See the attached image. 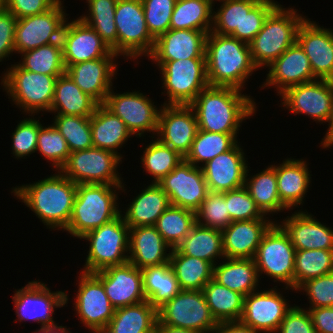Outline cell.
<instances>
[{
  "instance_id": "obj_9",
  "label": "cell",
  "mask_w": 333,
  "mask_h": 333,
  "mask_svg": "<svg viewBox=\"0 0 333 333\" xmlns=\"http://www.w3.org/2000/svg\"><path fill=\"white\" fill-rule=\"evenodd\" d=\"M117 55L128 60L149 56L155 39L148 31L141 0H118L115 9Z\"/></svg>"
},
{
  "instance_id": "obj_35",
  "label": "cell",
  "mask_w": 333,
  "mask_h": 333,
  "mask_svg": "<svg viewBox=\"0 0 333 333\" xmlns=\"http://www.w3.org/2000/svg\"><path fill=\"white\" fill-rule=\"evenodd\" d=\"M98 105L65 73L56 80L54 99L49 113L91 117Z\"/></svg>"
},
{
  "instance_id": "obj_36",
  "label": "cell",
  "mask_w": 333,
  "mask_h": 333,
  "mask_svg": "<svg viewBox=\"0 0 333 333\" xmlns=\"http://www.w3.org/2000/svg\"><path fill=\"white\" fill-rule=\"evenodd\" d=\"M157 321V309L146 300L115 309L101 333H154Z\"/></svg>"
},
{
  "instance_id": "obj_47",
  "label": "cell",
  "mask_w": 333,
  "mask_h": 333,
  "mask_svg": "<svg viewBox=\"0 0 333 333\" xmlns=\"http://www.w3.org/2000/svg\"><path fill=\"white\" fill-rule=\"evenodd\" d=\"M195 223V212L170 205L154 226L164 241L173 249L189 234Z\"/></svg>"
},
{
  "instance_id": "obj_38",
  "label": "cell",
  "mask_w": 333,
  "mask_h": 333,
  "mask_svg": "<svg viewBox=\"0 0 333 333\" xmlns=\"http://www.w3.org/2000/svg\"><path fill=\"white\" fill-rule=\"evenodd\" d=\"M249 170L247 168L244 186L260 211L265 216L274 213L278 214V212H282L283 210L289 211L280 200L275 164L269 165L261 172L252 176L248 175Z\"/></svg>"
},
{
  "instance_id": "obj_12",
  "label": "cell",
  "mask_w": 333,
  "mask_h": 333,
  "mask_svg": "<svg viewBox=\"0 0 333 333\" xmlns=\"http://www.w3.org/2000/svg\"><path fill=\"white\" fill-rule=\"evenodd\" d=\"M295 252L287 234L275 222L263 236L254 256L259 278L266 274L273 282L284 283L286 290L293 291Z\"/></svg>"
},
{
  "instance_id": "obj_22",
  "label": "cell",
  "mask_w": 333,
  "mask_h": 333,
  "mask_svg": "<svg viewBox=\"0 0 333 333\" xmlns=\"http://www.w3.org/2000/svg\"><path fill=\"white\" fill-rule=\"evenodd\" d=\"M93 274L102 282L115 309L146 301L141 269L130 262L109 266Z\"/></svg>"
},
{
  "instance_id": "obj_17",
  "label": "cell",
  "mask_w": 333,
  "mask_h": 333,
  "mask_svg": "<svg viewBox=\"0 0 333 333\" xmlns=\"http://www.w3.org/2000/svg\"><path fill=\"white\" fill-rule=\"evenodd\" d=\"M74 311L92 333H101L114 315L115 308L108 299L102 282L93 274L80 272Z\"/></svg>"
},
{
  "instance_id": "obj_43",
  "label": "cell",
  "mask_w": 333,
  "mask_h": 333,
  "mask_svg": "<svg viewBox=\"0 0 333 333\" xmlns=\"http://www.w3.org/2000/svg\"><path fill=\"white\" fill-rule=\"evenodd\" d=\"M118 0H86L88 11L78 17L89 25L117 54V28L115 25V9Z\"/></svg>"
},
{
  "instance_id": "obj_62",
  "label": "cell",
  "mask_w": 333,
  "mask_h": 333,
  "mask_svg": "<svg viewBox=\"0 0 333 333\" xmlns=\"http://www.w3.org/2000/svg\"><path fill=\"white\" fill-rule=\"evenodd\" d=\"M212 333H258L240 321L220 322Z\"/></svg>"
},
{
  "instance_id": "obj_30",
  "label": "cell",
  "mask_w": 333,
  "mask_h": 333,
  "mask_svg": "<svg viewBox=\"0 0 333 333\" xmlns=\"http://www.w3.org/2000/svg\"><path fill=\"white\" fill-rule=\"evenodd\" d=\"M171 252L172 248L164 241L155 226L129 229L128 262L135 267L143 269L169 263Z\"/></svg>"
},
{
  "instance_id": "obj_44",
  "label": "cell",
  "mask_w": 333,
  "mask_h": 333,
  "mask_svg": "<svg viewBox=\"0 0 333 333\" xmlns=\"http://www.w3.org/2000/svg\"><path fill=\"white\" fill-rule=\"evenodd\" d=\"M237 137V134L206 132L198 129L191 149L184 159L201 168L219 154L232 149L238 143Z\"/></svg>"
},
{
  "instance_id": "obj_59",
  "label": "cell",
  "mask_w": 333,
  "mask_h": 333,
  "mask_svg": "<svg viewBox=\"0 0 333 333\" xmlns=\"http://www.w3.org/2000/svg\"><path fill=\"white\" fill-rule=\"evenodd\" d=\"M17 18L4 8L0 12V62L13 54Z\"/></svg>"
},
{
  "instance_id": "obj_32",
  "label": "cell",
  "mask_w": 333,
  "mask_h": 333,
  "mask_svg": "<svg viewBox=\"0 0 333 333\" xmlns=\"http://www.w3.org/2000/svg\"><path fill=\"white\" fill-rule=\"evenodd\" d=\"M170 205L164 190L157 183H151L132 199L122 216L129 228L154 226Z\"/></svg>"
},
{
  "instance_id": "obj_57",
  "label": "cell",
  "mask_w": 333,
  "mask_h": 333,
  "mask_svg": "<svg viewBox=\"0 0 333 333\" xmlns=\"http://www.w3.org/2000/svg\"><path fill=\"white\" fill-rule=\"evenodd\" d=\"M295 291L305 292L309 308L333 307V272L302 283Z\"/></svg>"
},
{
  "instance_id": "obj_11",
  "label": "cell",
  "mask_w": 333,
  "mask_h": 333,
  "mask_svg": "<svg viewBox=\"0 0 333 333\" xmlns=\"http://www.w3.org/2000/svg\"><path fill=\"white\" fill-rule=\"evenodd\" d=\"M158 324L179 327L196 333H212L217 322L202 290H181L157 309Z\"/></svg>"
},
{
  "instance_id": "obj_51",
  "label": "cell",
  "mask_w": 333,
  "mask_h": 333,
  "mask_svg": "<svg viewBox=\"0 0 333 333\" xmlns=\"http://www.w3.org/2000/svg\"><path fill=\"white\" fill-rule=\"evenodd\" d=\"M37 151L52 163V168L54 167L56 172L65 165L70 154L65 138L53 124L39 127Z\"/></svg>"
},
{
  "instance_id": "obj_28",
  "label": "cell",
  "mask_w": 333,
  "mask_h": 333,
  "mask_svg": "<svg viewBox=\"0 0 333 333\" xmlns=\"http://www.w3.org/2000/svg\"><path fill=\"white\" fill-rule=\"evenodd\" d=\"M207 33L199 30L169 29L155 40L148 56L152 61L206 58Z\"/></svg>"
},
{
  "instance_id": "obj_49",
  "label": "cell",
  "mask_w": 333,
  "mask_h": 333,
  "mask_svg": "<svg viewBox=\"0 0 333 333\" xmlns=\"http://www.w3.org/2000/svg\"><path fill=\"white\" fill-rule=\"evenodd\" d=\"M52 123L65 138L70 152L93 147L90 117L55 115Z\"/></svg>"
},
{
  "instance_id": "obj_54",
  "label": "cell",
  "mask_w": 333,
  "mask_h": 333,
  "mask_svg": "<svg viewBox=\"0 0 333 333\" xmlns=\"http://www.w3.org/2000/svg\"><path fill=\"white\" fill-rule=\"evenodd\" d=\"M148 31L156 40L170 29L176 0H141Z\"/></svg>"
},
{
  "instance_id": "obj_13",
  "label": "cell",
  "mask_w": 333,
  "mask_h": 333,
  "mask_svg": "<svg viewBox=\"0 0 333 333\" xmlns=\"http://www.w3.org/2000/svg\"><path fill=\"white\" fill-rule=\"evenodd\" d=\"M63 1L48 11L17 19L14 49L21 54L40 46L61 42L62 31L68 18Z\"/></svg>"
},
{
  "instance_id": "obj_31",
  "label": "cell",
  "mask_w": 333,
  "mask_h": 333,
  "mask_svg": "<svg viewBox=\"0 0 333 333\" xmlns=\"http://www.w3.org/2000/svg\"><path fill=\"white\" fill-rule=\"evenodd\" d=\"M308 169L304 159L287 158L275 165L280 200L288 209L303 205L312 180Z\"/></svg>"
},
{
  "instance_id": "obj_56",
  "label": "cell",
  "mask_w": 333,
  "mask_h": 333,
  "mask_svg": "<svg viewBox=\"0 0 333 333\" xmlns=\"http://www.w3.org/2000/svg\"><path fill=\"white\" fill-rule=\"evenodd\" d=\"M269 0H244L243 41L250 43L262 29L268 15L278 6Z\"/></svg>"
},
{
  "instance_id": "obj_26",
  "label": "cell",
  "mask_w": 333,
  "mask_h": 333,
  "mask_svg": "<svg viewBox=\"0 0 333 333\" xmlns=\"http://www.w3.org/2000/svg\"><path fill=\"white\" fill-rule=\"evenodd\" d=\"M117 58H99L69 65L65 73L98 104H104L117 73Z\"/></svg>"
},
{
  "instance_id": "obj_58",
  "label": "cell",
  "mask_w": 333,
  "mask_h": 333,
  "mask_svg": "<svg viewBox=\"0 0 333 333\" xmlns=\"http://www.w3.org/2000/svg\"><path fill=\"white\" fill-rule=\"evenodd\" d=\"M276 333H316L309 310L292 305Z\"/></svg>"
},
{
  "instance_id": "obj_45",
  "label": "cell",
  "mask_w": 333,
  "mask_h": 333,
  "mask_svg": "<svg viewBox=\"0 0 333 333\" xmlns=\"http://www.w3.org/2000/svg\"><path fill=\"white\" fill-rule=\"evenodd\" d=\"M333 272V250H296L293 290L305 281Z\"/></svg>"
},
{
  "instance_id": "obj_63",
  "label": "cell",
  "mask_w": 333,
  "mask_h": 333,
  "mask_svg": "<svg viewBox=\"0 0 333 333\" xmlns=\"http://www.w3.org/2000/svg\"><path fill=\"white\" fill-rule=\"evenodd\" d=\"M332 82V88H333V80H331ZM328 125V130L327 132L325 133V136L322 138V141L320 146H322V148L326 149V148H330V147H333V110H332V116H331V119H330V122Z\"/></svg>"
},
{
  "instance_id": "obj_7",
  "label": "cell",
  "mask_w": 333,
  "mask_h": 333,
  "mask_svg": "<svg viewBox=\"0 0 333 333\" xmlns=\"http://www.w3.org/2000/svg\"><path fill=\"white\" fill-rule=\"evenodd\" d=\"M122 212L115 219L80 238L89 242L82 272L94 273L128 262L130 228L126 225Z\"/></svg>"
},
{
  "instance_id": "obj_48",
  "label": "cell",
  "mask_w": 333,
  "mask_h": 333,
  "mask_svg": "<svg viewBox=\"0 0 333 333\" xmlns=\"http://www.w3.org/2000/svg\"><path fill=\"white\" fill-rule=\"evenodd\" d=\"M152 137V142L147 145L141 157V163L146 171L154 180L152 183H158L164 176H167L183 160L177 151L168 145L163 144L156 137Z\"/></svg>"
},
{
  "instance_id": "obj_27",
  "label": "cell",
  "mask_w": 333,
  "mask_h": 333,
  "mask_svg": "<svg viewBox=\"0 0 333 333\" xmlns=\"http://www.w3.org/2000/svg\"><path fill=\"white\" fill-rule=\"evenodd\" d=\"M296 211L280 221L281 223L276 220L294 248L296 250H333L332 227H327L306 210Z\"/></svg>"
},
{
  "instance_id": "obj_24",
  "label": "cell",
  "mask_w": 333,
  "mask_h": 333,
  "mask_svg": "<svg viewBox=\"0 0 333 333\" xmlns=\"http://www.w3.org/2000/svg\"><path fill=\"white\" fill-rule=\"evenodd\" d=\"M297 42L307 55L314 76L333 80V29L306 18L298 30Z\"/></svg>"
},
{
  "instance_id": "obj_19",
  "label": "cell",
  "mask_w": 333,
  "mask_h": 333,
  "mask_svg": "<svg viewBox=\"0 0 333 333\" xmlns=\"http://www.w3.org/2000/svg\"><path fill=\"white\" fill-rule=\"evenodd\" d=\"M68 20L65 22L61 36L65 68L99 58H119L89 25L79 18Z\"/></svg>"
},
{
  "instance_id": "obj_3",
  "label": "cell",
  "mask_w": 333,
  "mask_h": 333,
  "mask_svg": "<svg viewBox=\"0 0 333 333\" xmlns=\"http://www.w3.org/2000/svg\"><path fill=\"white\" fill-rule=\"evenodd\" d=\"M205 55L210 86L232 87L243 91L247 79L258 70L249 44L229 35L210 31L206 38Z\"/></svg>"
},
{
  "instance_id": "obj_66",
  "label": "cell",
  "mask_w": 333,
  "mask_h": 333,
  "mask_svg": "<svg viewBox=\"0 0 333 333\" xmlns=\"http://www.w3.org/2000/svg\"><path fill=\"white\" fill-rule=\"evenodd\" d=\"M32 333H49V326H40V329Z\"/></svg>"
},
{
  "instance_id": "obj_1",
  "label": "cell",
  "mask_w": 333,
  "mask_h": 333,
  "mask_svg": "<svg viewBox=\"0 0 333 333\" xmlns=\"http://www.w3.org/2000/svg\"><path fill=\"white\" fill-rule=\"evenodd\" d=\"M232 87L207 86L190 104L198 129L222 134H239L245 119L256 113L257 104L248 94Z\"/></svg>"
},
{
  "instance_id": "obj_8",
  "label": "cell",
  "mask_w": 333,
  "mask_h": 333,
  "mask_svg": "<svg viewBox=\"0 0 333 333\" xmlns=\"http://www.w3.org/2000/svg\"><path fill=\"white\" fill-rule=\"evenodd\" d=\"M161 71L162 94L165 105H190L207 86L206 58H189L175 61H152ZM167 91V92H166Z\"/></svg>"
},
{
  "instance_id": "obj_5",
  "label": "cell",
  "mask_w": 333,
  "mask_h": 333,
  "mask_svg": "<svg viewBox=\"0 0 333 333\" xmlns=\"http://www.w3.org/2000/svg\"><path fill=\"white\" fill-rule=\"evenodd\" d=\"M294 8L278 5L266 18L262 29L249 43L254 64L260 68L269 66L291 45L297 42V34L306 19Z\"/></svg>"
},
{
  "instance_id": "obj_2",
  "label": "cell",
  "mask_w": 333,
  "mask_h": 333,
  "mask_svg": "<svg viewBox=\"0 0 333 333\" xmlns=\"http://www.w3.org/2000/svg\"><path fill=\"white\" fill-rule=\"evenodd\" d=\"M11 191L46 227L65 231L70 221L77 184L60 171L34 183L16 186Z\"/></svg>"
},
{
  "instance_id": "obj_37",
  "label": "cell",
  "mask_w": 333,
  "mask_h": 333,
  "mask_svg": "<svg viewBox=\"0 0 333 333\" xmlns=\"http://www.w3.org/2000/svg\"><path fill=\"white\" fill-rule=\"evenodd\" d=\"M176 249L182 254L208 261L214 266L218 264V259H225L221 230L197 223Z\"/></svg>"
},
{
  "instance_id": "obj_29",
  "label": "cell",
  "mask_w": 333,
  "mask_h": 333,
  "mask_svg": "<svg viewBox=\"0 0 333 333\" xmlns=\"http://www.w3.org/2000/svg\"><path fill=\"white\" fill-rule=\"evenodd\" d=\"M276 221H233L221 230L225 258L254 259L263 236Z\"/></svg>"
},
{
  "instance_id": "obj_33",
  "label": "cell",
  "mask_w": 333,
  "mask_h": 333,
  "mask_svg": "<svg viewBox=\"0 0 333 333\" xmlns=\"http://www.w3.org/2000/svg\"><path fill=\"white\" fill-rule=\"evenodd\" d=\"M90 125L93 147L112 151L123 159L117 149L122 148L133 136L126 124L103 104H99L90 117Z\"/></svg>"
},
{
  "instance_id": "obj_53",
  "label": "cell",
  "mask_w": 333,
  "mask_h": 333,
  "mask_svg": "<svg viewBox=\"0 0 333 333\" xmlns=\"http://www.w3.org/2000/svg\"><path fill=\"white\" fill-rule=\"evenodd\" d=\"M225 202L227 203L231 222L244 220H272L260 211L245 186L226 191Z\"/></svg>"
},
{
  "instance_id": "obj_42",
  "label": "cell",
  "mask_w": 333,
  "mask_h": 333,
  "mask_svg": "<svg viewBox=\"0 0 333 333\" xmlns=\"http://www.w3.org/2000/svg\"><path fill=\"white\" fill-rule=\"evenodd\" d=\"M202 291L210 312L217 323L240 320L244 295L230 290L214 279H211Z\"/></svg>"
},
{
  "instance_id": "obj_39",
  "label": "cell",
  "mask_w": 333,
  "mask_h": 333,
  "mask_svg": "<svg viewBox=\"0 0 333 333\" xmlns=\"http://www.w3.org/2000/svg\"><path fill=\"white\" fill-rule=\"evenodd\" d=\"M169 262L181 290H203L213 279V264L182 254L176 248L172 249Z\"/></svg>"
},
{
  "instance_id": "obj_61",
  "label": "cell",
  "mask_w": 333,
  "mask_h": 333,
  "mask_svg": "<svg viewBox=\"0 0 333 333\" xmlns=\"http://www.w3.org/2000/svg\"><path fill=\"white\" fill-rule=\"evenodd\" d=\"M316 333H333V307L308 309Z\"/></svg>"
},
{
  "instance_id": "obj_15",
  "label": "cell",
  "mask_w": 333,
  "mask_h": 333,
  "mask_svg": "<svg viewBox=\"0 0 333 333\" xmlns=\"http://www.w3.org/2000/svg\"><path fill=\"white\" fill-rule=\"evenodd\" d=\"M68 297L66 291L51 292L46 283L33 280L14 291L12 303L18 321L29 320L41 326H54L57 323L53 319V313L55 309L67 305Z\"/></svg>"
},
{
  "instance_id": "obj_4",
  "label": "cell",
  "mask_w": 333,
  "mask_h": 333,
  "mask_svg": "<svg viewBox=\"0 0 333 333\" xmlns=\"http://www.w3.org/2000/svg\"><path fill=\"white\" fill-rule=\"evenodd\" d=\"M124 188V184H77L72 215L65 231L80 239L115 219L121 213L118 193L126 191Z\"/></svg>"
},
{
  "instance_id": "obj_50",
  "label": "cell",
  "mask_w": 333,
  "mask_h": 333,
  "mask_svg": "<svg viewBox=\"0 0 333 333\" xmlns=\"http://www.w3.org/2000/svg\"><path fill=\"white\" fill-rule=\"evenodd\" d=\"M217 1L221 2V6L213 11L211 32L243 41L244 0Z\"/></svg>"
},
{
  "instance_id": "obj_67",
  "label": "cell",
  "mask_w": 333,
  "mask_h": 333,
  "mask_svg": "<svg viewBox=\"0 0 333 333\" xmlns=\"http://www.w3.org/2000/svg\"><path fill=\"white\" fill-rule=\"evenodd\" d=\"M5 8V0H0V12Z\"/></svg>"
},
{
  "instance_id": "obj_20",
  "label": "cell",
  "mask_w": 333,
  "mask_h": 333,
  "mask_svg": "<svg viewBox=\"0 0 333 333\" xmlns=\"http://www.w3.org/2000/svg\"><path fill=\"white\" fill-rule=\"evenodd\" d=\"M168 195L171 205L195 212L208 194L202 168L185 159L157 183Z\"/></svg>"
},
{
  "instance_id": "obj_64",
  "label": "cell",
  "mask_w": 333,
  "mask_h": 333,
  "mask_svg": "<svg viewBox=\"0 0 333 333\" xmlns=\"http://www.w3.org/2000/svg\"><path fill=\"white\" fill-rule=\"evenodd\" d=\"M154 333H196V332L179 327H173L157 323L154 329Z\"/></svg>"
},
{
  "instance_id": "obj_18",
  "label": "cell",
  "mask_w": 333,
  "mask_h": 333,
  "mask_svg": "<svg viewBox=\"0 0 333 333\" xmlns=\"http://www.w3.org/2000/svg\"><path fill=\"white\" fill-rule=\"evenodd\" d=\"M275 287L264 291L258 289L245 296L239 321L258 333H276L292 306Z\"/></svg>"
},
{
  "instance_id": "obj_14",
  "label": "cell",
  "mask_w": 333,
  "mask_h": 333,
  "mask_svg": "<svg viewBox=\"0 0 333 333\" xmlns=\"http://www.w3.org/2000/svg\"><path fill=\"white\" fill-rule=\"evenodd\" d=\"M103 105L126 124L133 136L144 137L146 132L156 136L161 106L158 109L149 96L133 90L114 93L112 88Z\"/></svg>"
},
{
  "instance_id": "obj_6",
  "label": "cell",
  "mask_w": 333,
  "mask_h": 333,
  "mask_svg": "<svg viewBox=\"0 0 333 333\" xmlns=\"http://www.w3.org/2000/svg\"><path fill=\"white\" fill-rule=\"evenodd\" d=\"M57 78L27 71L15 63L3 74L1 86L24 114L35 116L41 111L50 112Z\"/></svg>"
},
{
  "instance_id": "obj_55",
  "label": "cell",
  "mask_w": 333,
  "mask_h": 333,
  "mask_svg": "<svg viewBox=\"0 0 333 333\" xmlns=\"http://www.w3.org/2000/svg\"><path fill=\"white\" fill-rule=\"evenodd\" d=\"M24 118L17 124L14 132H12V154L18 160L30 156L36 152L37 137L39 133V127L42 125L39 122L40 119L34 118V115Z\"/></svg>"
},
{
  "instance_id": "obj_60",
  "label": "cell",
  "mask_w": 333,
  "mask_h": 333,
  "mask_svg": "<svg viewBox=\"0 0 333 333\" xmlns=\"http://www.w3.org/2000/svg\"><path fill=\"white\" fill-rule=\"evenodd\" d=\"M59 0H5V8L17 19L44 13Z\"/></svg>"
},
{
  "instance_id": "obj_40",
  "label": "cell",
  "mask_w": 333,
  "mask_h": 333,
  "mask_svg": "<svg viewBox=\"0 0 333 333\" xmlns=\"http://www.w3.org/2000/svg\"><path fill=\"white\" fill-rule=\"evenodd\" d=\"M141 272L145 298L156 309L181 291L170 262L143 268Z\"/></svg>"
},
{
  "instance_id": "obj_52",
  "label": "cell",
  "mask_w": 333,
  "mask_h": 333,
  "mask_svg": "<svg viewBox=\"0 0 333 333\" xmlns=\"http://www.w3.org/2000/svg\"><path fill=\"white\" fill-rule=\"evenodd\" d=\"M195 221L197 224L223 230L231 223L225 202V192H208L205 200L195 211Z\"/></svg>"
},
{
  "instance_id": "obj_16",
  "label": "cell",
  "mask_w": 333,
  "mask_h": 333,
  "mask_svg": "<svg viewBox=\"0 0 333 333\" xmlns=\"http://www.w3.org/2000/svg\"><path fill=\"white\" fill-rule=\"evenodd\" d=\"M279 95L282 106L291 114H304L321 124L330 122L333 110L331 80L316 79L294 85Z\"/></svg>"
},
{
  "instance_id": "obj_65",
  "label": "cell",
  "mask_w": 333,
  "mask_h": 333,
  "mask_svg": "<svg viewBox=\"0 0 333 333\" xmlns=\"http://www.w3.org/2000/svg\"><path fill=\"white\" fill-rule=\"evenodd\" d=\"M49 333H71V331L70 328L57 324L54 326H49Z\"/></svg>"
},
{
  "instance_id": "obj_21",
  "label": "cell",
  "mask_w": 333,
  "mask_h": 333,
  "mask_svg": "<svg viewBox=\"0 0 333 333\" xmlns=\"http://www.w3.org/2000/svg\"><path fill=\"white\" fill-rule=\"evenodd\" d=\"M161 106L156 138L185 158L198 131L195 112L190 105Z\"/></svg>"
},
{
  "instance_id": "obj_23",
  "label": "cell",
  "mask_w": 333,
  "mask_h": 333,
  "mask_svg": "<svg viewBox=\"0 0 333 333\" xmlns=\"http://www.w3.org/2000/svg\"><path fill=\"white\" fill-rule=\"evenodd\" d=\"M243 148L237 143L232 149L203 165L202 171L208 191L223 193L245 185L248 168Z\"/></svg>"
},
{
  "instance_id": "obj_34",
  "label": "cell",
  "mask_w": 333,
  "mask_h": 333,
  "mask_svg": "<svg viewBox=\"0 0 333 333\" xmlns=\"http://www.w3.org/2000/svg\"><path fill=\"white\" fill-rule=\"evenodd\" d=\"M214 266L213 279L244 296L257 290L259 275L254 259L225 258Z\"/></svg>"
},
{
  "instance_id": "obj_25",
  "label": "cell",
  "mask_w": 333,
  "mask_h": 333,
  "mask_svg": "<svg viewBox=\"0 0 333 333\" xmlns=\"http://www.w3.org/2000/svg\"><path fill=\"white\" fill-rule=\"evenodd\" d=\"M266 68L269 71L261 87H275L277 95L291 86L317 79L307 55L298 42L291 45Z\"/></svg>"
},
{
  "instance_id": "obj_10",
  "label": "cell",
  "mask_w": 333,
  "mask_h": 333,
  "mask_svg": "<svg viewBox=\"0 0 333 333\" xmlns=\"http://www.w3.org/2000/svg\"><path fill=\"white\" fill-rule=\"evenodd\" d=\"M122 158L112 151L91 147L70 152L60 172L75 184L123 185L117 171Z\"/></svg>"
},
{
  "instance_id": "obj_46",
  "label": "cell",
  "mask_w": 333,
  "mask_h": 333,
  "mask_svg": "<svg viewBox=\"0 0 333 333\" xmlns=\"http://www.w3.org/2000/svg\"><path fill=\"white\" fill-rule=\"evenodd\" d=\"M18 65L27 71L59 77L65 74L61 42L40 46L20 54Z\"/></svg>"
},
{
  "instance_id": "obj_41",
  "label": "cell",
  "mask_w": 333,
  "mask_h": 333,
  "mask_svg": "<svg viewBox=\"0 0 333 333\" xmlns=\"http://www.w3.org/2000/svg\"><path fill=\"white\" fill-rule=\"evenodd\" d=\"M215 1L176 0L171 16L170 29L212 30Z\"/></svg>"
}]
</instances>
